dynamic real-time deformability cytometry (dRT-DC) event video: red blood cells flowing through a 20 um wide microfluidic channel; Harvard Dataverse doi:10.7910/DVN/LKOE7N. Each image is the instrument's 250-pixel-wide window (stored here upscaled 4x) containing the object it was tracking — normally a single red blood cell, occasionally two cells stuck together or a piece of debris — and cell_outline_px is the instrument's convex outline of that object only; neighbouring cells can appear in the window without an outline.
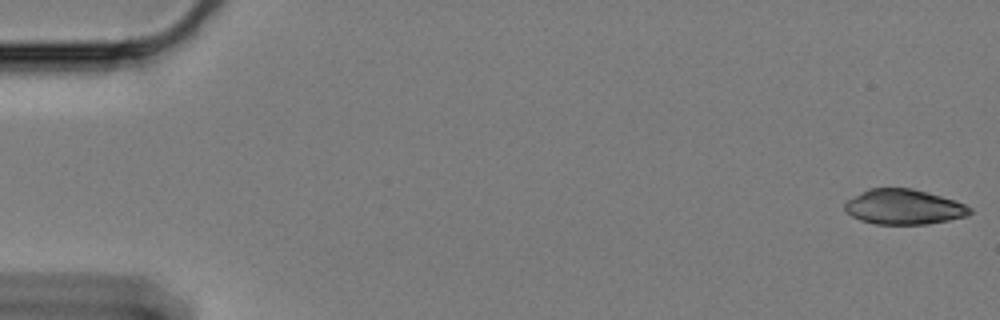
{"species": "Egyptian fruit bat (a non-hibernating species)", "species_latin": "Rousettus aegyptiacus", "temperature_condition": "cold", "stored_images_in_passage": 60, "camera_frame_rate_fps": 3000, "um_per_image_px": 0.085, "animal": {"sex": "female"}, "frame": {"image": 1, "passage_image": 1, "time_ms": 0.0, "image_size_px": [1000, 320], "cell_outline_px": [[972, 212], [968, 216], [928, 224], [876, 224], [860, 220], [852, 216], [844, 208], [844, 204], [848, 200], [868, 188], [912, 188], [940, 196], [964, 204], [972, 208]], "centroid_in_image_um": [76.83, 17.59], "position_along_channel_um": 8.2, "area_um2": 25.37}}
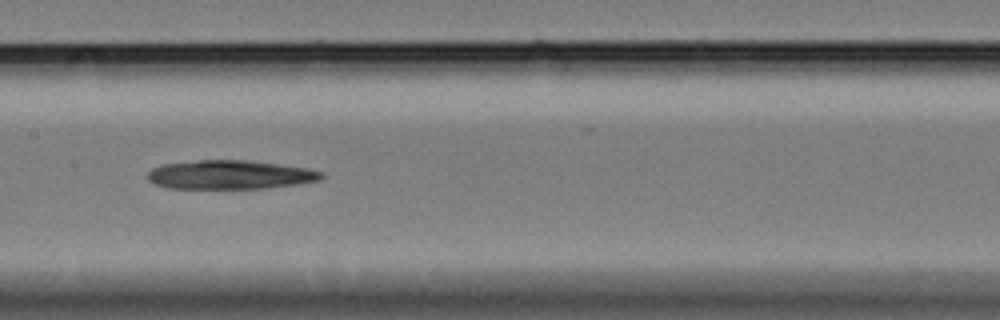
{"frame": {"image": 2, "passage_image": 30, "time_ms": 9.667, "image_size_px": [1000, 320], "cell_outline_px": [[324, 176], [320, 180], [296, 184], [264, 188], [168, 188], [156, 184], [148, 180], [148, 172], [152, 168], [160, 164], [200, 160], [248, 160], [308, 168], [324, 172]], "centroid_in_image_um": [19.55, 14.84], "position_along_channel_um": 187.9, "area_um2": 29.19}}
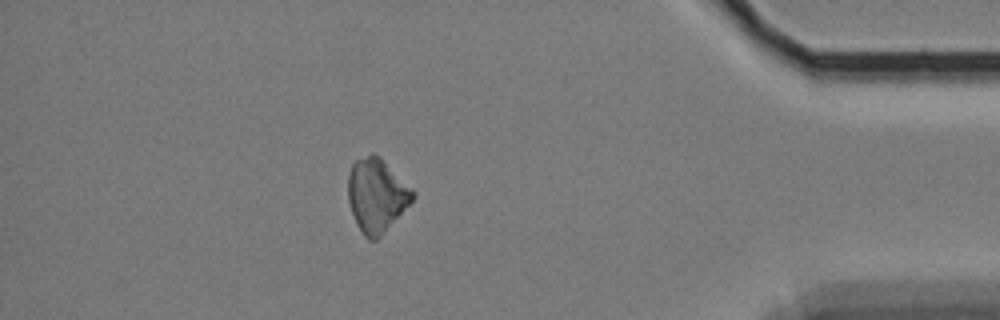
{"frame": {"image": 3, "passage_image": 53, "time_ms": 17.333, "image_size_px": [1000, 320], "cell_outline_px": [[416, 196], [384, 232], [376, 240], [368, 240], [364, 236], [356, 224], [348, 200], [348, 176], [352, 164], [356, 160], [372, 152], [380, 156], [416, 192]], "centroid_in_image_um": [32.0, 16.58], "position_along_channel_um": 403.2, "area_um2": 27.63}}